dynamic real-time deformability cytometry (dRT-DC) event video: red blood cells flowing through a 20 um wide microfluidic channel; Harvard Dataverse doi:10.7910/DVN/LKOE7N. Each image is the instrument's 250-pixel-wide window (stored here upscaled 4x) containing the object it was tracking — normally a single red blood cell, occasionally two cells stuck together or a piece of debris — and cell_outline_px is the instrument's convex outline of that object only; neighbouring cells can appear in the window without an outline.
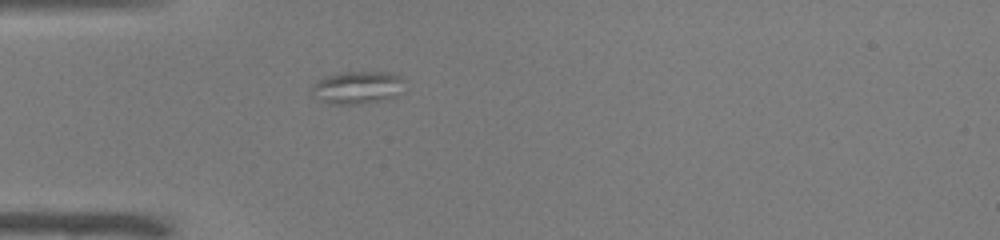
{"species": "common noctule bat (a hibernating species)", "species_latin": "Nyctalus noctula", "temperature_condition": "warm", "stored_images_in_passage": 30, "camera_frame_rate_fps": 3000, "um_per_image_px": 0.085, "animal": {"sex": "male", "body_mass_g": 19.0, "forearm_length_mm": 50.8}, "frame": {"image": 1, "passage_image": 1, "time_ms": 0.0, "image_size_px": [1000, 240], "cell_outline_px": [[404, 92], [380, 100], [360, 104], [328, 104], [312, 96], [308, 88], [316, 80], [324, 76], [340, 72], [396, 72], [404, 80]], "centroid_in_image_um": [30.33, 7.42], "position_along_channel_um": 54.7, "area_um2": 18.21}}
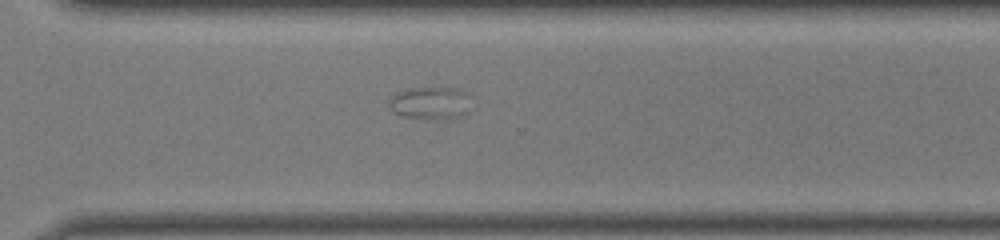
{"frame": {"image": 2, "passage_image": 23, "time_ms": 7.333, "image_size_px": [1000, 240], "cell_outline_px": [[472, 96], [468, 112], [464, 116], [400, 116], [388, 104], [392, 96], [396, 92], [408, 88], [460, 88], [468, 92]], "centroid_in_image_um": [36.65, 8.68], "position_along_channel_um": 333.9, "area_um2": 15.09}}
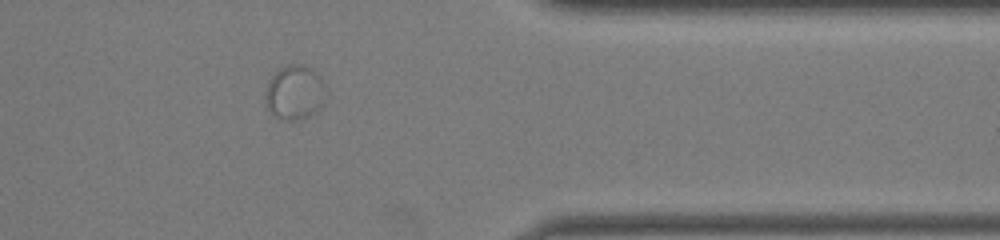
{"frame": {"image": 3, "passage_image": 28, "time_ms": 9.0, "image_size_px": [1000, 240], "cell_outline_px": [[328, 88], [320, 108], [316, 112], [308, 116], [296, 120], [280, 120], [268, 108], [264, 96], [264, 92], [268, 80], [280, 68], [288, 64], [300, 64], [312, 68], [320, 76]], "centroid_in_image_um": [25.06, 7.84], "position_along_channel_um": 386.3, "area_um2": 19.48}}